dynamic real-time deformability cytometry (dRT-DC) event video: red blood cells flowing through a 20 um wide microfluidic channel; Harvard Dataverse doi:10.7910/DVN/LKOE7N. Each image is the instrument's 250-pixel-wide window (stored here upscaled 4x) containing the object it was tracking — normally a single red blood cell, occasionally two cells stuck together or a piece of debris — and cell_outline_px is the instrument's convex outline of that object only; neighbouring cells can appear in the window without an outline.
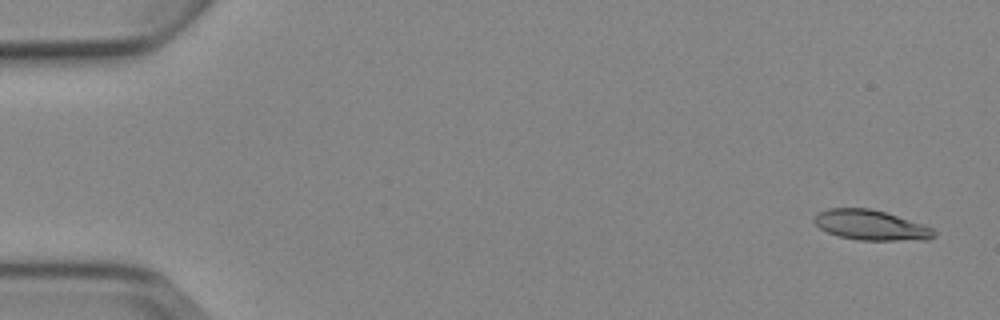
{"species": "Egyptian fruit bat (a non-hibernating species)", "species_latin": "Rousettus aegyptiacus", "temperature_condition": "cold", "stored_images_in_passage": 4, "camera_frame_rate_fps": 3000, "um_per_image_px": 0.085, "animal": {"sex": "female"}, "frame": {"image": 1, "passage_image": 1, "time_ms": 0.0, "image_size_px": [1000, 320], "cell_outline_px": [[936, 236], [928, 240], [856, 240], [840, 236], [828, 232], [820, 228], [812, 220], [816, 212], [828, 208], [868, 208], [884, 212], [932, 228], [936, 232]], "centroid_in_image_um": [73.98, 19.14], "position_along_channel_um": 11.0, "area_um2": 20.87}}
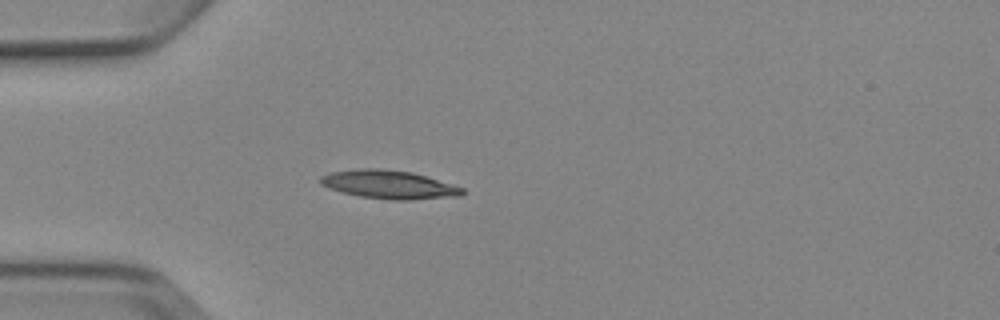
{"frame": {"image": 2, "passage_image": 4, "time_ms": 4.333, "image_size_px": [1000, 320], "cell_outline_px": [[464, 192], [460, 196], [408, 200], [392, 200], [360, 196], [328, 188], [320, 184], [320, 176], [328, 172], [360, 168], [380, 168], [412, 172], [464, 188]], "centroid_in_image_um": [33.03, 15.68], "position_along_channel_um": 52.0, "area_um2": 23.47}}